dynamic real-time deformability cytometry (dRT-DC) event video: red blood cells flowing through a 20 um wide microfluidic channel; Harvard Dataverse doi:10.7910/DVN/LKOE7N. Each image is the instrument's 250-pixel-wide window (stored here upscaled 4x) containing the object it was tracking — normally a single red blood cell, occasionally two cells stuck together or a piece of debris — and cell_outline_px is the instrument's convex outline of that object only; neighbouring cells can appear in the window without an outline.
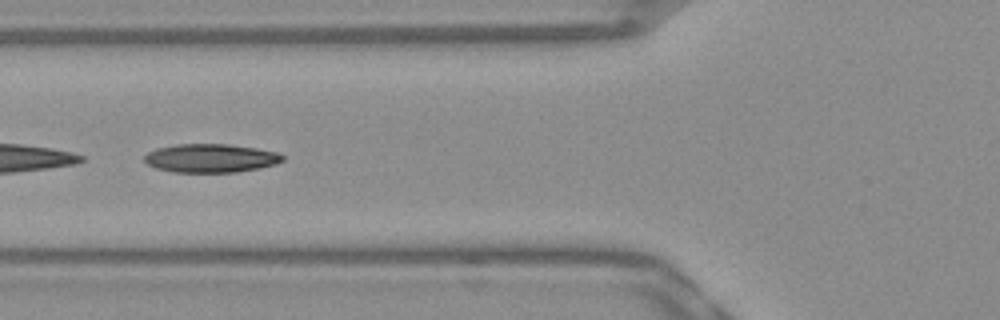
{"species": "Egyptian fruit bat (a non-hibernating species)", "species_latin": "Rousettus aegyptiacus", "temperature_condition": "warm", "stored_images_in_passage": 53, "camera_frame_rate_fps": 3000, "um_per_image_px": 0.085, "frame": {"image": 1, "passage_image": 20, "time_ms": 6.333, "image_size_px": [1000, 320], "cell_outline_px": [[284, 160], [276, 164], [260, 168], [236, 172], [172, 172], [156, 168], [148, 164], [144, 160], [144, 156], [148, 152], [156, 148], [176, 144], [228, 144], [276, 152], [284, 156]], "centroid_in_image_um": [17.89, 13.45], "position_along_channel_um": 107.9, "area_um2": 22.95}}
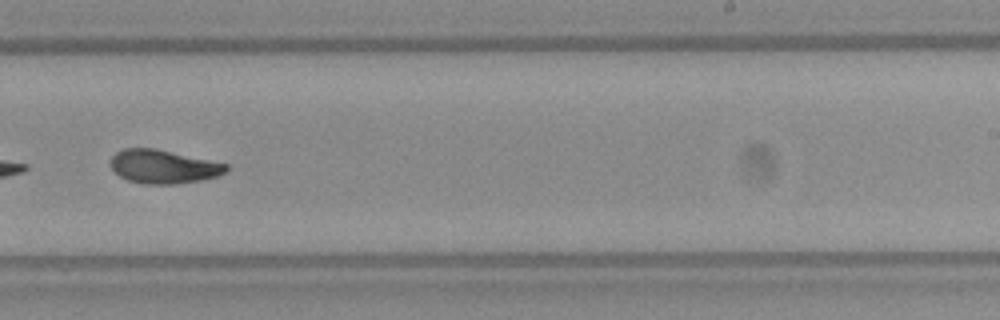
{"frame": {"image": 2, "passage_image": 33, "time_ms": 10.667, "image_size_px": [1000, 320], "cell_outline_px": [[228, 168], [224, 172], [216, 176], [200, 180], [176, 184], [144, 184], [128, 180], [120, 176], [108, 164], [112, 156], [116, 152], [124, 148], [156, 148], [228, 164]], "centroid_in_image_um": [13.85, 14.15], "position_along_channel_um": 275.2, "area_um2": 22.6}}
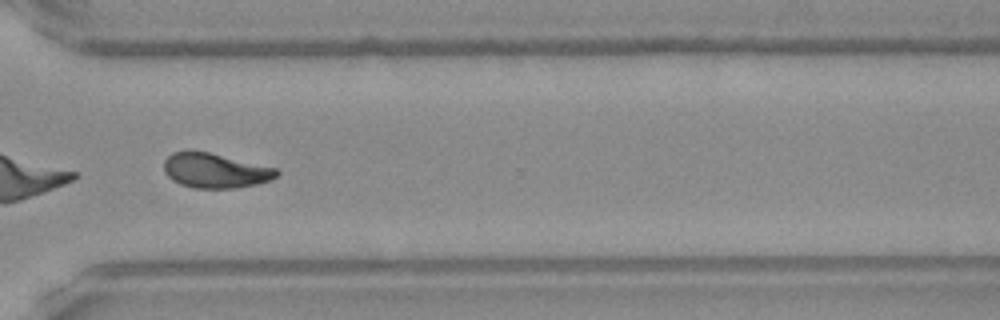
{"frame": {"image": 3, "passage_image": 39, "time_ms": 12.667, "image_size_px": [1000, 320], "cell_outline_px": [[280, 172], [272, 180], [256, 184], [236, 188], [192, 188], [180, 184], [172, 180], [164, 172], [164, 160], [172, 152], [208, 152], [276, 168]], "centroid_in_image_um": [18.29, 14.52], "position_along_channel_um": 352.3, "area_um2": 22.6}, "authors_computed_cell_mechanics": {"area_um2": 23.0622, "velocity_mm_per_s": 3.854, "shape_relaxation_time_tau1_ms": 6.5157, "shape_relaxation_time_tau2_ms": 2.5559, "deformation_change_tau1": 0.1862, "deformation_change_tau2": 0.0745}}